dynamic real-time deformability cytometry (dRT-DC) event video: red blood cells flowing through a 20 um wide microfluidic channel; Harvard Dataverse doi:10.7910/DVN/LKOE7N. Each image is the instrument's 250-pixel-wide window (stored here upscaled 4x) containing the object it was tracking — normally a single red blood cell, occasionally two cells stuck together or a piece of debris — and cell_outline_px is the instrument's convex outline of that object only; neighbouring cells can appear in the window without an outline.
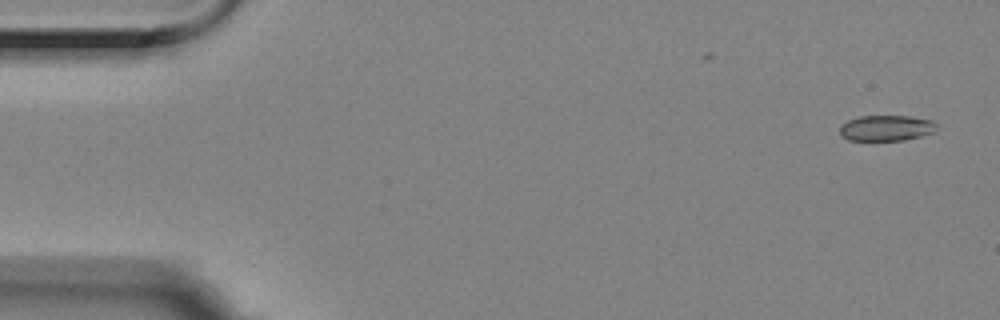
{"species": "Egyptian fruit bat (a non-hibernating species)", "species_latin": "Rousettus aegyptiacus", "temperature_condition": "room temperature", "stored_images_in_passage": 5, "camera_frame_rate_fps": 3000, "um_per_image_px": 0.085, "animal": {"sex": "female"}, "frame": {"image": 1, "passage_image": 1, "time_ms": 0.0, "image_size_px": [1000, 320], "cell_outline_px": [[936, 132], [904, 140], [848, 140], [840, 136], [840, 124], [848, 120], [860, 116], [912, 116], [932, 120], [936, 124]], "centroid_in_image_um": [75.33, 10.88], "position_along_channel_um": 9.7, "area_um2": 14.62}}
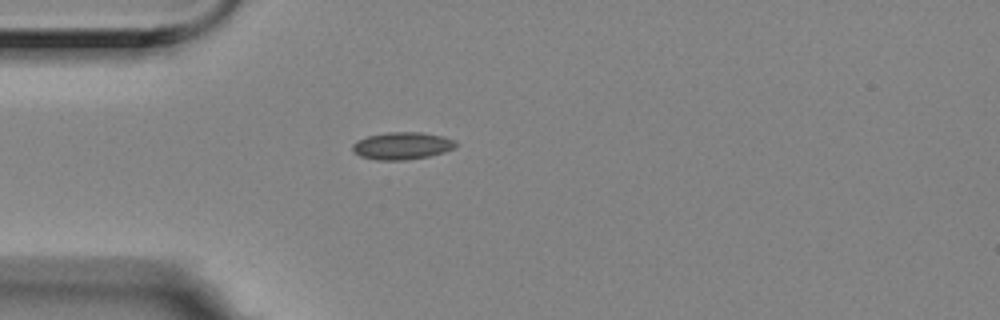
{"frame": {"image": 2, "passage_image": 5, "time_ms": 1.333, "image_size_px": [1000, 320], "cell_outline_px": [[456, 148], [444, 152], [428, 156], [404, 160], [376, 160], [360, 156], [352, 152], [352, 144], [356, 140], [368, 136], [388, 132], [424, 132], [444, 136], [456, 140]], "centroid_in_image_um": [34.18, 12.38], "position_along_channel_um": 50.8, "area_um2": 16.65}}